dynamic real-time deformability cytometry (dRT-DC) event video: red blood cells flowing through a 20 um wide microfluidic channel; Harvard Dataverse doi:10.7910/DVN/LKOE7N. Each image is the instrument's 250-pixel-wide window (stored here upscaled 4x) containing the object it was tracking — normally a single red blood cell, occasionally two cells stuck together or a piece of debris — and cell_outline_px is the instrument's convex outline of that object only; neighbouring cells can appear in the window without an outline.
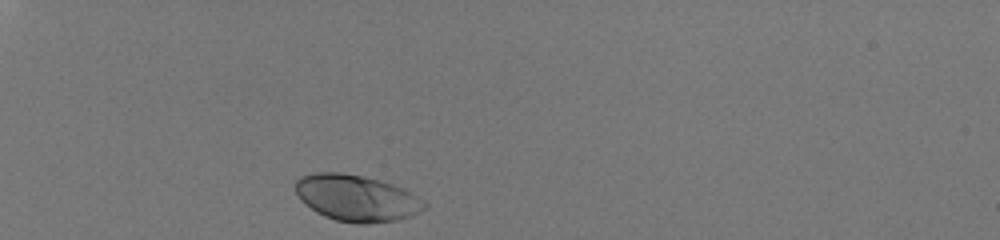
{"species": "human", "species_latin": "Homo sapiens", "temperature_condition": "room temperature", "stored_images_in_passage": 30, "camera_frame_rate_fps": 3000, "um_per_image_px": 0.085, "donor": {"sex": "male"}, "frame": {"image": 1, "passage_image": 1, "time_ms": 0.0, "image_size_px": [1000, 240], "cell_outline_px": [[428, 208], [412, 216], [396, 220], [368, 224], [360, 224], [336, 220], [324, 216], [316, 212], [300, 200], [296, 192], [296, 180], [300, 176], [316, 172], [340, 172], [380, 180], [404, 188], [412, 192], [424, 200], [428, 204]], "centroid_in_image_um": [30.35, 16.84], "position_along_channel_um": 54.7, "area_um2": 35.14}}
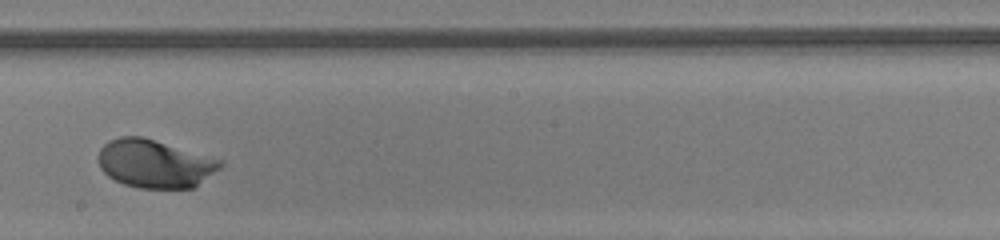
{"frame": {"image": 2, "passage_image": 18, "time_ms": 5.667, "image_size_px": [1000, 240], "cell_outline_px": [[224, 164], [220, 168], [192, 188], [140, 188], [124, 184], [108, 176], [100, 168], [96, 156], [100, 148], [108, 140], [120, 136], [140, 136], [224, 160]], "centroid_in_image_um": [13.12, 13.9], "position_along_channel_um": 235.1, "area_um2": 34.22}}
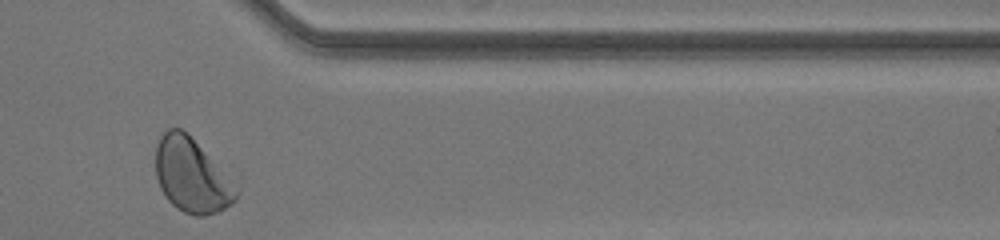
{"frame": {"image": 3, "passage_image": 30, "time_ms": 9.667, "image_size_px": [1000, 240], "cell_outline_px": [[240, 192], [236, 200], [232, 204], [216, 212], [204, 216], [196, 216], [184, 212], [176, 208], [164, 196], [160, 188], [156, 176], [156, 144], [160, 136], [168, 128], [180, 128], [188, 132]], "centroid_in_image_um": [16.25, 14.92], "position_along_channel_um": 395.2, "area_um2": 34.45}, "authors_computed_cell_mechanics": {"area_um2": 34.1309, "velocity_mm_per_s": 4.0544, "shape_relaxation_time_tau1_ms": 1.8869, "shape_relaxation_time_tau2_ms": null, "deformation_change_tau1": 0.1296, "deformation_change_tau2": null}}